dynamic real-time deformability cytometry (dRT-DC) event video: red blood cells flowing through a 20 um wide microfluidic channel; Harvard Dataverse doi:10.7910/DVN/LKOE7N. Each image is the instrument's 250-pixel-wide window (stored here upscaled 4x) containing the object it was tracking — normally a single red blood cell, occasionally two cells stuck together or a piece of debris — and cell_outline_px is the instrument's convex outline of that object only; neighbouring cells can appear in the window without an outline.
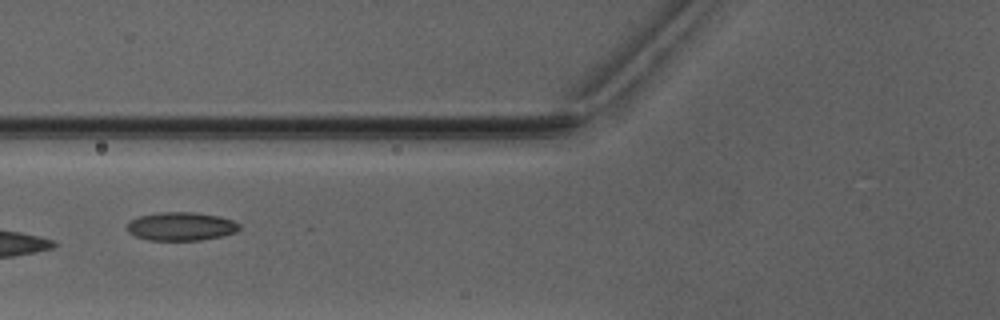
{"species": "Egyptian fruit bat (a non-hibernating species)", "species_latin": "Rousettus aegyptiacus", "temperature_condition": "warm", "stored_images_in_passage": 5, "camera_frame_rate_fps": 3000, "um_per_image_px": 0.085, "animal": {"sex": "male"}, "frame": {"image": 1, "passage_image": 5, "time_ms": 5.667, "image_size_px": [1000, 320], "cell_outline_px": [[240, 228], [236, 232], [220, 236], [200, 240], [148, 240], [136, 236], [128, 232], [128, 224], [132, 220], [140, 216], [160, 212], [196, 212], [220, 216], [232, 220], [240, 224]], "centroid_in_image_um": [15.42, 19.24], "position_along_channel_um": 110.4, "area_um2": 18.5}}